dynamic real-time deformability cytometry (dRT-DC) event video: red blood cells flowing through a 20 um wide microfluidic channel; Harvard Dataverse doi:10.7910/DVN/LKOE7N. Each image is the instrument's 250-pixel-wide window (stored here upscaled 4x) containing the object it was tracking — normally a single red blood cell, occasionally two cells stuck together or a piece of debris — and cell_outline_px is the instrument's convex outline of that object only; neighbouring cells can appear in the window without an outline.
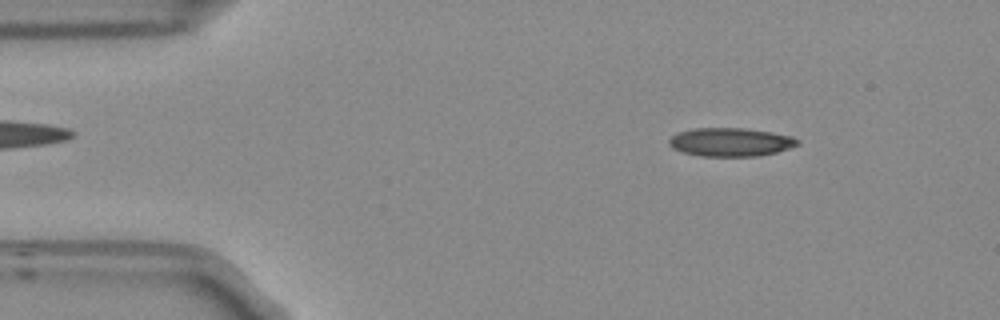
{"species": "Egyptian fruit bat (a non-hibernating species)", "species_latin": "Rousettus aegyptiacus", "temperature_condition": "room temperature", "stored_images_in_passage": 52, "camera_frame_rate_fps": 3000, "um_per_image_px": 0.085, "frame": {"image": 1, "passage_image": 6, "time_ms": 1.667, "image_size_px": [1000, 320], "cell_outline_px": [[800, 144], [776, 152], [756, 156], [700, 156], [684, 152], [672, 148], [668, 144], [668, 140], [672, 136], [680, 132], [692, 128], [744, 128], [772, 132], [792, 136], [800, 140]], "centroid_in_image_um": [62.1, 12.07], "position_along_channel_um": 22.9, "area_um2": 21.33}}
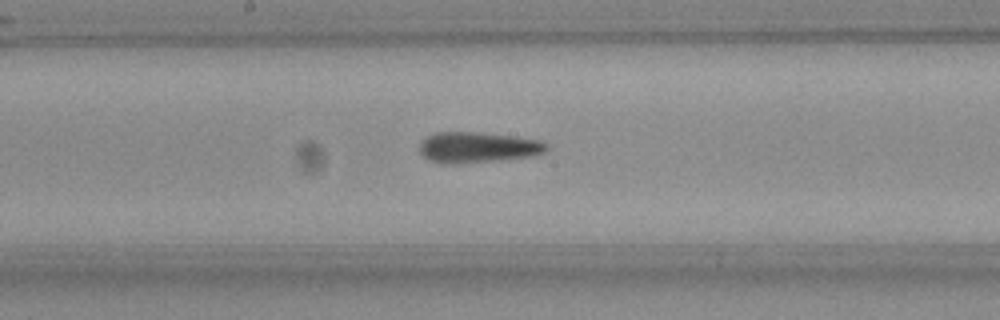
{"frame": {"image": 2, "passage_image": 26, "time_ms": 8.333, "image_size_px": [1000, 320], "cell_outline_px": [[548, 148], [544, 152], [532, 156], [496, 160], [456, 164], [440, 164], [428, 160], [420, 152], [420, 144], [428, 136], [436, 132], [480, 132], [512, 136], [540, 140], [548, 144]], "centroid_in_image_um": [40.59, 12.53], "position_along_channel_um": 207.6, "area_um2": 22.72}}
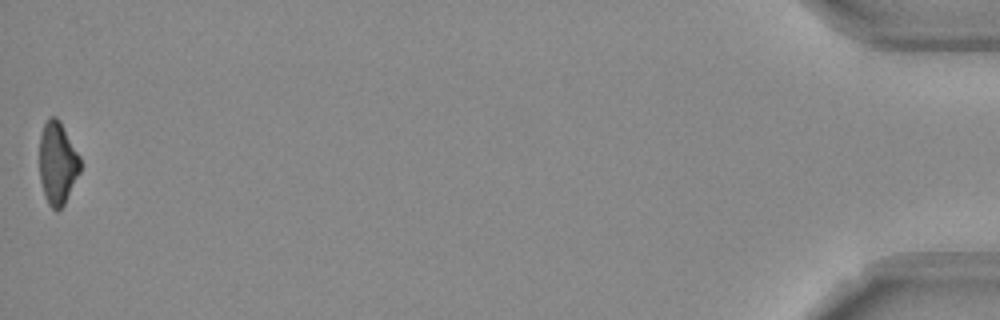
{"frame": {"image": 3, "passage_image": 52, "time_ms": 17.0, "image_size_px": [1000, 320], "cell_outline_px": [[80, 172], [64, 204], [56, 212], [48, 204], [44, 196], [40, 180], [40, 136], [44, 124], [48, 116], [56, 116], [60, 120], [80, 156]], "centroid_in_image_um": [4.88, 13.85], "position_along_channel_um": 430.3, "area_um2": 19.71}, "authors_computed_cell_mechanics": {"area_um2": 21.7039, "velocity_mm_per_s": 3.7548, "shape_relaxation_time_tau1_ms": null, "shape_relaxation_time_tau2_ms": 6.5202, "deformation_change_tau1": null, "deformation_change_tau2": 0.1497}}